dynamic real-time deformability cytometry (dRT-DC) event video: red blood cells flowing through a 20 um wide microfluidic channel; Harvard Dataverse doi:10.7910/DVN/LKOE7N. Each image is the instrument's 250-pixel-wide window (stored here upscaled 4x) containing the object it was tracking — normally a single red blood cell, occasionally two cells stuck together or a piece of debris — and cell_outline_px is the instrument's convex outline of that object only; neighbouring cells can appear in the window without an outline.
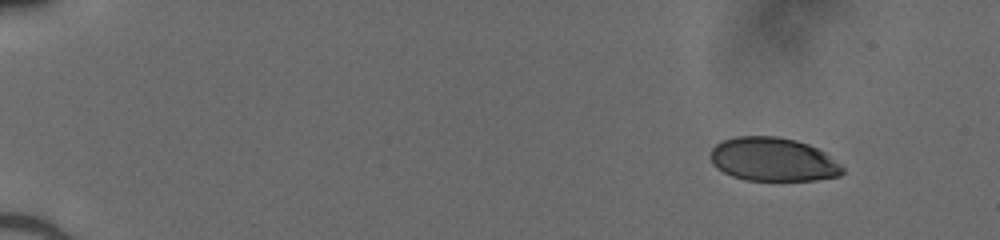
{"species": "human", "species_latin": "Homo sapiens", "temperature_condition": "cold", "stored_images_in_passage": 47, "camera_frame_rate_fps": 3000, "um_per_image_px": 0.085, "donor": {"sex": "male"}, "frame": {"image": 1, "passage_image": 1, "time_ms": 0.0, "image_size_px": [1000, 240], "cell_outline_px": [[844, 172], [840, 176], [816, 180], [744, 180], [732, 176], [716, 168], [712, 164], [712, 148], [720, 140], [736, 136], [776, 136], [796, 140], [808, 144], [824, 152], [840, 164], [844, 168]], "centroid_in_image_um": [65.7, 13.55], "position_along_channel_um": 19.3, "area_um2": 33.64}}
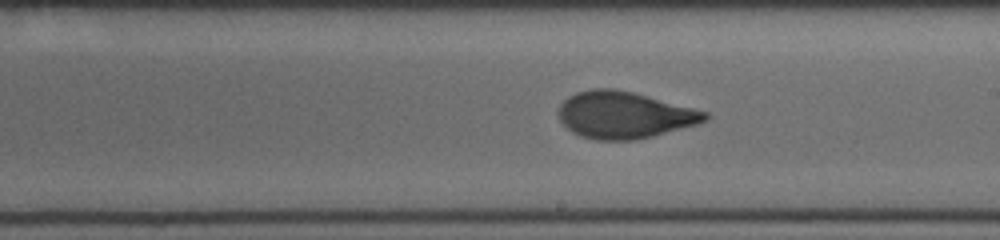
{"frame": {"image": 2, "passage_image": 27, "time_ms": 8.667, "image_size_px": [1000, 240], "cell_outline_px": [[712, 116], [708, 120], [700, 124], [636, 140], [596, 140], [580, 136], [572, 132], [560, 120], [560, 104], [568, 96], [576, 92], [592, 88], [612, 88], [632, 92], [708, 112]], "centroid_in_image_um": [53.09, 9.78], "position_along_channel_um": 235.9, "area_um2": 39.94}}
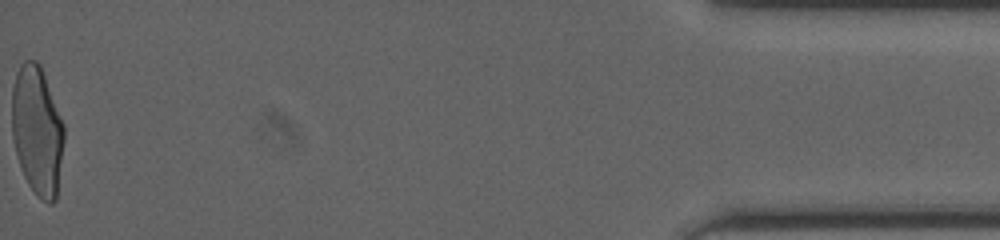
{"frame": {"image": 3, "passage_image": 47, "time_ms": 15.333, "image_size_px": [1000, 240], "cell_outline_px": [[64, 140], [56, 200], [52, 204], [48, 204], [36, 196], [28, 184], [24, 176], [16, 152], [12, 136], [12, 88], [16, 72], [20, 64], [24, 60], [36, 60], [40, 64], [64, 124]], "centroid_in_image_um": [3.16, 11.1], "position_along_channel_um": 432.0, "area_um2": 39.36}}